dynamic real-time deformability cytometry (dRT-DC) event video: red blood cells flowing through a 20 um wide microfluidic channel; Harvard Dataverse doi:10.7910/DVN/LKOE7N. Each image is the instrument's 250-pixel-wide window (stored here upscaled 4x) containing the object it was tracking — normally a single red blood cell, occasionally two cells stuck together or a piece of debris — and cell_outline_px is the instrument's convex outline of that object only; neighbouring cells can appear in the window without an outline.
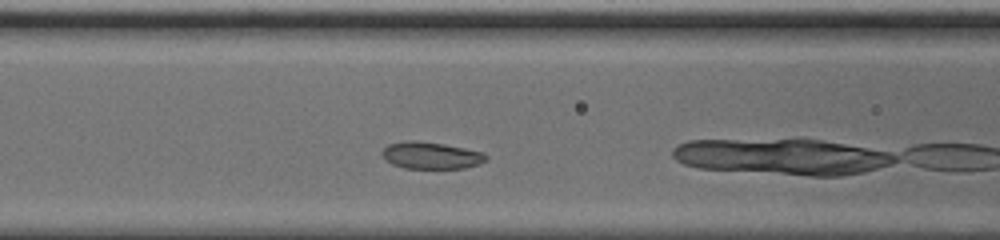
{"species": "common noctule bat (a hibernating species)", "species_latin": "Nyctalus noctula", "temperature_condition": "cold", "stored_images_in_passage": 14, "camera_frame_rate_fps": 3000, "um_per_image_px": 0.085, "animal": {"sex": "male", "body_mass_g": 20.0, "forearm_length_mm": 53.3}, "frame": {"image": 1, "passage_image": 7, "time_ms": 2.0, "image_size_px": [1000, 240], "cell_outline_px": [[488, 160], [480, 164], [464, 168], [404, 168], [392, 164], [384, 160], [380, 152], [388, 144], [404, 140], [416, 140], [444, 144], [484, 152], [488, 156]], "centroid_in_image_um": [36.63, 13.2], "position_along_channel_um": 130.0, "area_um2": 16.59}}